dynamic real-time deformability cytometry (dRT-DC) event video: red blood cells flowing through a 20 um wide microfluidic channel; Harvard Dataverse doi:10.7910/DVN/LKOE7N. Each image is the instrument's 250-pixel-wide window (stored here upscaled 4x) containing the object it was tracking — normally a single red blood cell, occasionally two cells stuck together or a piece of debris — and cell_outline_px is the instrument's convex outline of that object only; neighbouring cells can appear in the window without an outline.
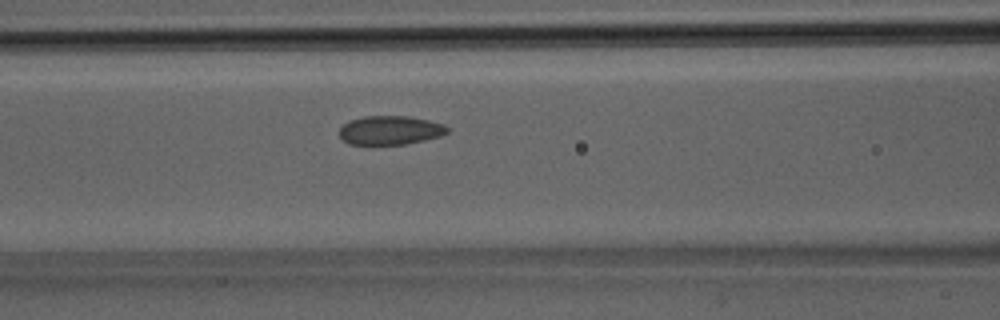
{"species": "Egyptian fruit bat (a non-hibernating species)", "species_latin": "Rousettus aegyptiacus", "temperature_condition": "room temperature", "stored_images_in_passage": 27, "camera_frame_rate_fps": 3000, "um_per_image_px": 0.085, "animal": {"sex": "male"}, "frame": {"image": 1, "passage_image": 6, "time_ms": 1.667, "image_size_px": [1000, 320], "cell_outline_px": [[448, 132], [440, 136], [424, 140], [404, 144], [348, 144], [340, 136], [340, 128], [344, 124], [352, 120], [364, 116], [408, 116], [428, 120], [444, 124], [448, 128]], "centroid_in_image_um": [33.18, 11.07], "position_along_channel_um": 133.4, "area_um2": 17.98}}
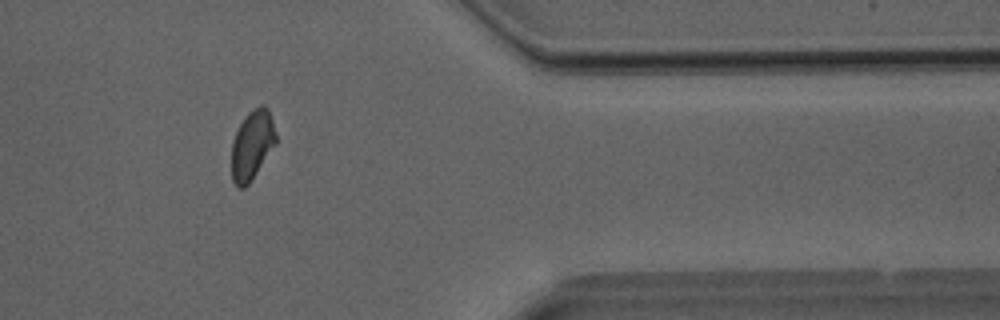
{"frame": {"image": 2, "passage_image": 21, "time_ms": 6.667, "image_size_px": [1000, 320], "cell_outline_px": [[276, 144], [248, 184], [244, 188], [236, 188], [232, 180], [232, 140], [244, 116], [252, 108], [260, 104], [264, 104], [268, 108], [272, 120], [276, 136]], "centroid_in_image_um": [21.42, 12.3], "position_along_channel_um": 390.0, "area_um2": 17.98}}
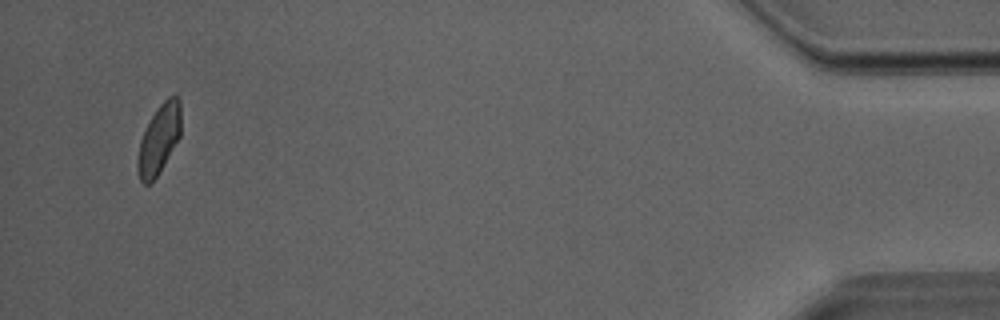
{"frame": {"image": 3, "passage_image": 26, "time_ms": 8.333, "image_size_px": [1000, 320], "cell_outline_px": [[180, 136], [156, 176], [148, 184], [144, 184], [140, 180], [136, 164], [140, 140], [144, 128], [156, 108], [168, 96], [180, 96]], "centroid_in_image_um": [13.49, 11.78], "position_along_channel_um": 421.7, "area_um2": 17.34}}